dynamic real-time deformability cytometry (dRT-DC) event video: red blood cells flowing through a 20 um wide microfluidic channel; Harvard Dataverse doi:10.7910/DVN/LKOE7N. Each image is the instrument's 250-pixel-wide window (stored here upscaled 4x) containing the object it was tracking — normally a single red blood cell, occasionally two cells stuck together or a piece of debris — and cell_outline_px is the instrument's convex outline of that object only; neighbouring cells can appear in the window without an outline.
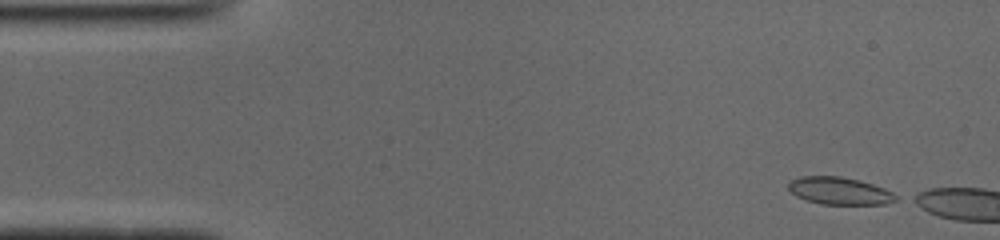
{"species": "common noctule bat (a hibernating species)", "species_latin": "Nyctalus noctula", "temperature_condition": "cold", "stored_images_in_passage": 6, "camera_frame_rate_fps": 3000, "um_per_image_px": 0.085, "animal": {"sex": "male", "body_mass_g": 19.0, "forearm_length_mm": 50.8}, "frame": {"image": 1, "passage_image": 1, "time_ms": 0.0, "image_size_px": [1000, 240], "cell_outline_px": [[900, 196], [896, 200], [884, 204], [820, 204], [796, 196], [788, 188], [788, 180], [800, 176], [840, 176], [860, 180], [884, 188]], "centroid_in_image_um": [71.35, 16.21], "position_along_channel_um": 13.6, "area_um2": 17.22}}